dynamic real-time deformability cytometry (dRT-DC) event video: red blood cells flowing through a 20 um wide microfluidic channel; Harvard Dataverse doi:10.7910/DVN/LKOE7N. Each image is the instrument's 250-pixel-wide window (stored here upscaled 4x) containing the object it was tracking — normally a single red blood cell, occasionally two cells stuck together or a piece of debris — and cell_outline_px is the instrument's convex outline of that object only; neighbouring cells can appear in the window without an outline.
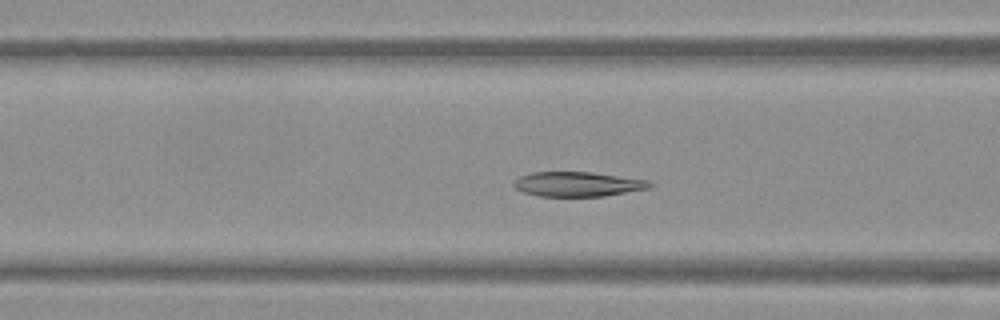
{"species": "Egyptian fruit bat (a non-hibernating species)", "species_latin": "Rousettus aegyptiacus", "temperature_condition": "warm", "stored_images_in_passage": 49, "camera_frame_rate_fps": 3000, "um_per_image_px": 0.085, "frame": {"image": 1, "passage_image": 17, "time_ms": 5.333, "image_size_px": [1000, 320], "cell_outline_px": [[652, 188], [604, 196], [540, 196], [524, 192], [516, 188], [512, 184], [512, 180], [520, 176], [532, 172], [592, 172], [648, 180], [652, 184]], "centroid_in_image_um": [49.1, 15.65], "position_along_channel_um": 117.5, "area_um2": 19.59}}
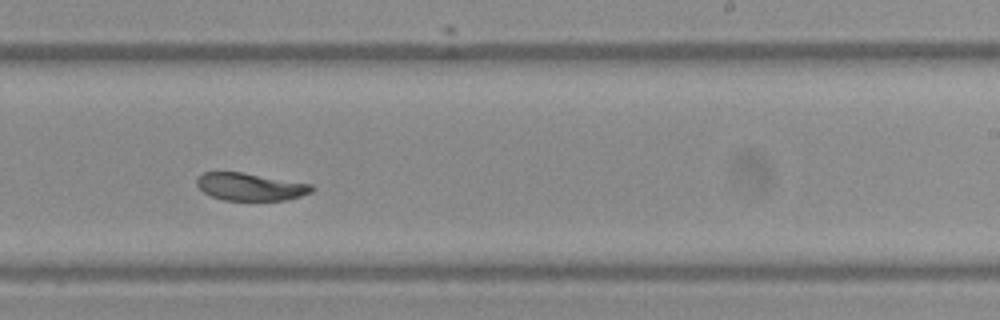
{"frame": {"image": 2, "passage_image": 29, "time_ms": 9.333, "image_size_px": [1000, 320], "cell_outline_px": [[316, 188], [312, 192], [288, 200], [224, 200], [212, 196], [204, 192], [196, 184], [196, 180], [204, 172], [240, 172], [312, 184]], "centroid_in_image_um": [21.31, 15.88], "position_along_channel_um": 267.7, "area_um2": 18.32}}
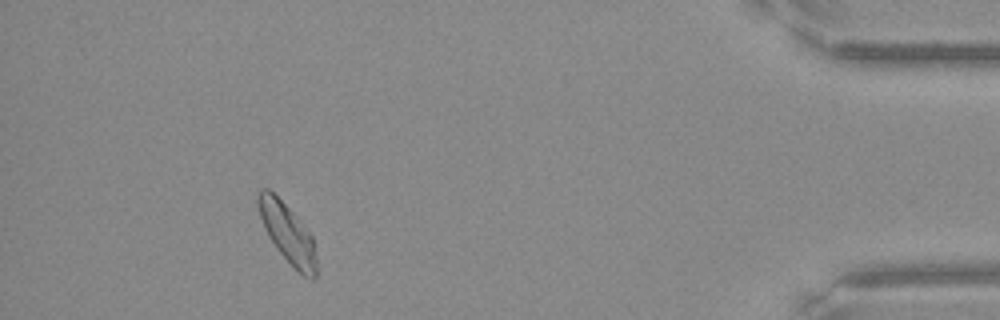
{"frame": {"image": 3, "passage_image": 45, "time_ms": 14.667, "image_size_px": [1000, 320], "cell_outline_px": [[316, 276], [312, 280], [304, 276], [276, 248], [268, 236], [264, 228], [260, 216], [256, 200], [256, 192], [260, 188], [268, 188], [300, 220], [312, 236], [316, 260]], "centroid_in_image_um": [24.41, 19.78], "position_along_channel_um": 410.8, "area_um2": 19.77}, "authors_computed_cell_mechanics": {"area_um2": 20.23, "velocity_mm_per_s": 3.7576, "shape_relaxation_time_tau1_ms": 6.9575, "shape_relaxation_time_tau2_ms": 1.9506, "deformation_change_tau1": 0.2028, "deformation_change_tau2": 0.0611}}